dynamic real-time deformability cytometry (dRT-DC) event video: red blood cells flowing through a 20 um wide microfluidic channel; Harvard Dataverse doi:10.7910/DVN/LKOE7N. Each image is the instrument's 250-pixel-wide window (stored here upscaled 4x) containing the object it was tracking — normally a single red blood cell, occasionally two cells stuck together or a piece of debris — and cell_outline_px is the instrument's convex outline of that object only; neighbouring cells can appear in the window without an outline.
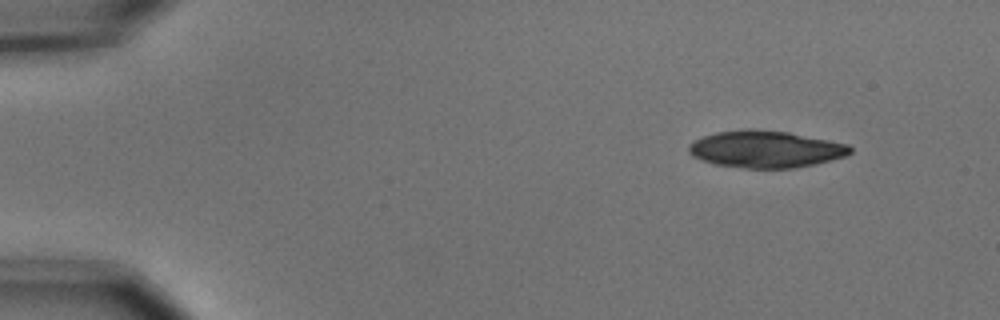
{"species": "common noctule bat (a hibernating species)", "species_latin": "Nyctalus noctula", "temperature_condition": "cold", "stored_images_in_passage": 49, "camera_frame_rate_fps": 3000, "um_per_image_px": 0.085, "animal": {"sex": "male", "body_mass_g": 15.6}, "frame": {"image": 1, "passage_image": 1, "time_ms": 0.0, "image_size_px": [1000, 320], "cell_outline_px": [[852, 152], [848, 156], [812, 164], [792, 168], [744, 168], [716, 164], [700, 160], [692, 156], [688, 152], [688, 144], [704, 136], [716, 132], [748, 128], [788, 132], [848, 144], [852, 148]], "centroid_in_image_um": [65.06, 12.68], "position_along_channel_um": 19.9, "area_um2": 34.74}}